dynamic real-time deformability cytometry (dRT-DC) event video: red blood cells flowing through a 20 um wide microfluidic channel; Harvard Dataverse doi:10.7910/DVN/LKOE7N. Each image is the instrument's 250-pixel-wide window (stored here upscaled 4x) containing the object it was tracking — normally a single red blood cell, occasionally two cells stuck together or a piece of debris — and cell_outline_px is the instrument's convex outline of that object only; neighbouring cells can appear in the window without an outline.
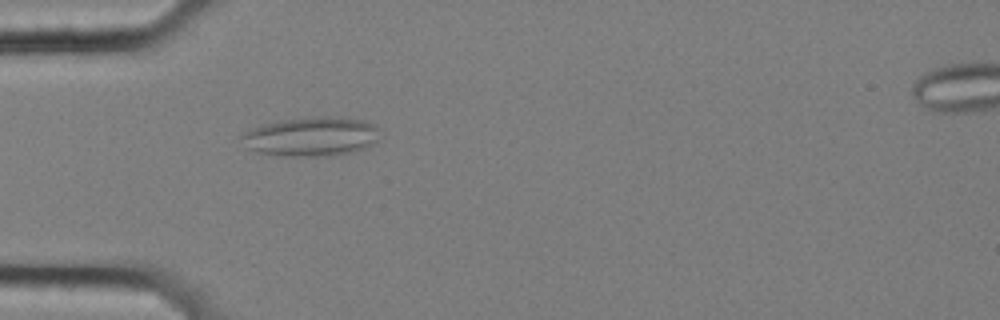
{"species": "common noctule bat (a hibernating species)", "species_latin": "Nyctalus noctula", "temperature_condition": "cold", "stored_images_in_passage": 41, "camera_frame_rate_fps": 3000, "um_per_image_px": 0.085, "animal": {"sex": "female", "body_mass_g": 25.1}, "frame": {"image": 1, "passage_image": 1, "time_ms": 0.0, "image_size_px": [1000, 320], "cell_outline_px": [[376, 140], [372, 144], [364, 148], [352, 152], [332, 156], [284, 156], [260, 152], [248, 148], [240, 136], [244, 132], [260, 124], [288, 120], [320, 116], [328, 116], [364, 120], [376, 124]], "centroid_in_image_um": [26.46, 11.61], "position_along_channel_um": 58.5, "area_um2": 31.21}}
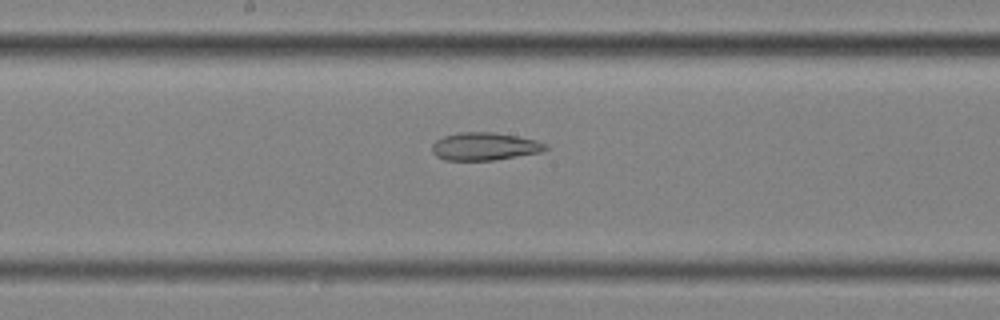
{"frame": {"image": 2, "passage_image": 14, "time_ms": 4.333, "image_size_px": [1000, 320], "cell_outline_px": [[548, 148], [540, 152], [496, 160], [444, 160], [436, 156], [432, 152], [432, 144], [436, 140], [444, 136], [460, 132], [492, 132], [516, 136], [536, 140], [548, 144]], "centroid_in_image_um": [41.18, 12.45], "position_along_channel_um": 207.0, "area_um2": 18.38}}
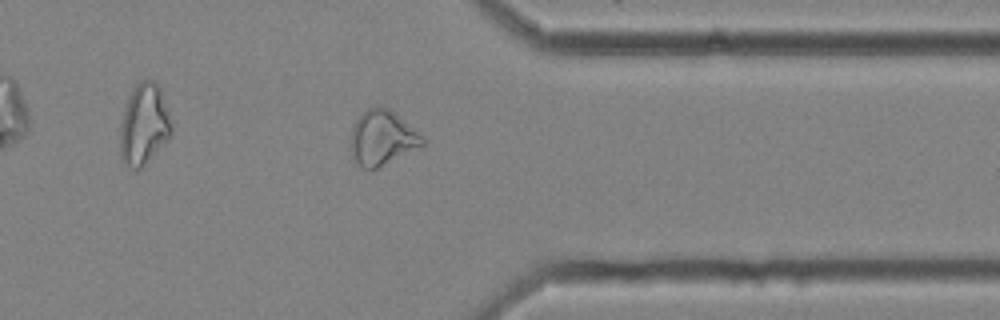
{"frame": {"image": 3, "passage_image": 29, "time_ms": 9.333, "image_size_px": [1000, 320], "cell_outline_px": [[424, 144], [372, 172], [364, 168], [352, 156], [352, 128], [356, 120], [368, 108], [380, 104], [388, 108], [424, 136]], "centroid_in_image_um": [32.5, 11.72], "position_along_channel_um": 378.9, "area_um2": 22.72}, "authors_computed_cell_mechanics": {"area_um2": 21.386, "velocity_mm_per_s": 3.5342, "shape_relaxation_time_tau1_ms": null, "shape_relaxation_time_tau2_ms": 5.0085, "deformation_change_tau1": null, "deformation_change_tau2": 0.1418}}